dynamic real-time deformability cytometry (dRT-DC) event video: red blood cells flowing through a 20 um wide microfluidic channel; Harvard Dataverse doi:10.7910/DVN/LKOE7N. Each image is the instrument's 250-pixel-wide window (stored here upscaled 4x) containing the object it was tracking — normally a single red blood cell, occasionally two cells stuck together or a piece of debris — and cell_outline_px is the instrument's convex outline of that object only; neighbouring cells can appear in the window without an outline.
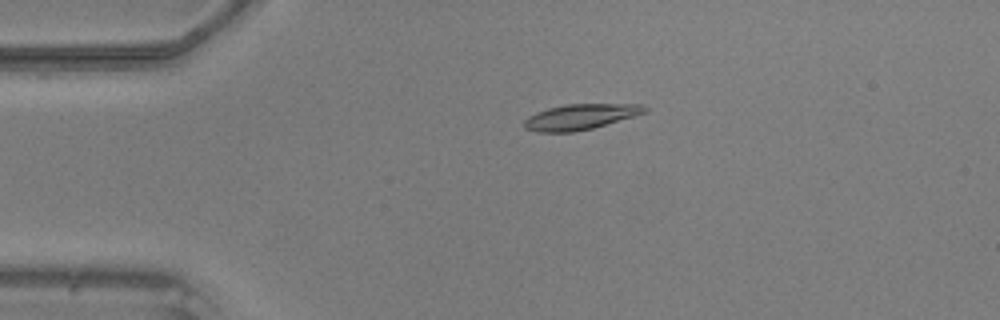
{"species": "common noctule bat (a hibernating species)", "species_latin": "Nyctalus noctula", "temperature_condition": "warm", "stored_images_in_passage": 49, "camera_frame_rate_fps": 3000, "um_per_image_px": 0.085, "animal": {"sex": "male", "body_mass_g": 20.5, "forearm_length_mm": 52.5}, "frame": {"image": 1, "passage_image": 11, "time_ms": 3.333, "image_size_px": [1000, 320], "cell_outline_px": [[648, 108], [644, 112], [632, 116], [592, 128], [572, 132], [536, 132], [524, 128], [524, 120], [528, 116], [536, 112], [548, 108], [564, 104], [644, 104]], "centroid_in_image_um": [49.27, 9.92], "position_along_channel_um": 35.7, "area_um2": 17.74}}
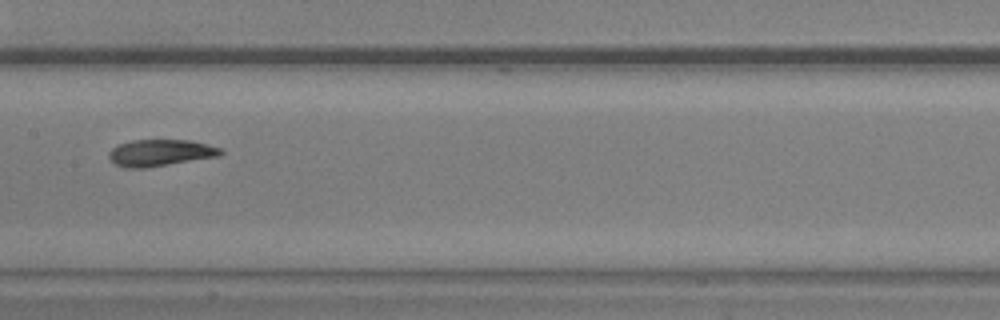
{"frame": {"image": 2, "passage_image": 25, "time_ms": 8.0, "image_size_px": [1000, 320], "cell_outline_px": [[224, 152], [220, 156], [148, 168], [124, 168], [116, 164], [108, 156], [108, 152], [112, 148], [120, 144], [132, 140], [188, 140], [208, 144], [220, 148]], "centroid_in_image_um": [13.64, 13.0], "position_along_channel_um": 193.8, "area_um2": 17.46}}
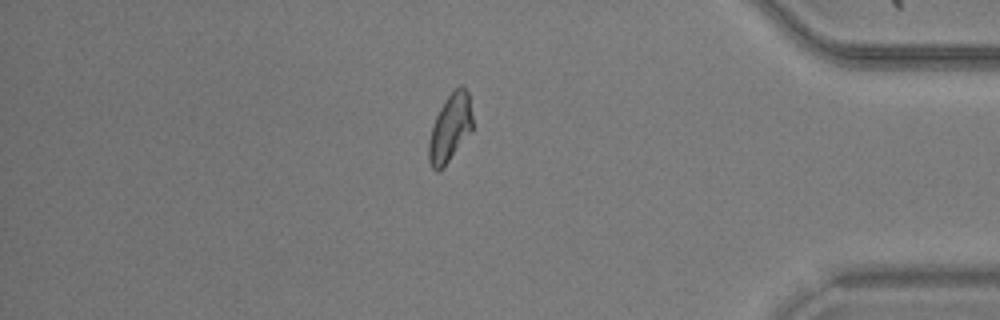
{"frame": {"image": 3, "passage_image": 42, "time_ms": 13.667, "image_size_px": [1000, 320], "cell_outline_px": [[472, 132], [444, 168], [440, 172], [436, 172], [432, 168], [428, 160], [428, 140], [432, 124], [440, 108], [448, 96], [460, 84], [464, 84], [468, 92], [472, 116]], "centroid_in_image_um": [38.25, 10.92], "position_along_channel_um": 397.0, "area_um2": 17.69}}